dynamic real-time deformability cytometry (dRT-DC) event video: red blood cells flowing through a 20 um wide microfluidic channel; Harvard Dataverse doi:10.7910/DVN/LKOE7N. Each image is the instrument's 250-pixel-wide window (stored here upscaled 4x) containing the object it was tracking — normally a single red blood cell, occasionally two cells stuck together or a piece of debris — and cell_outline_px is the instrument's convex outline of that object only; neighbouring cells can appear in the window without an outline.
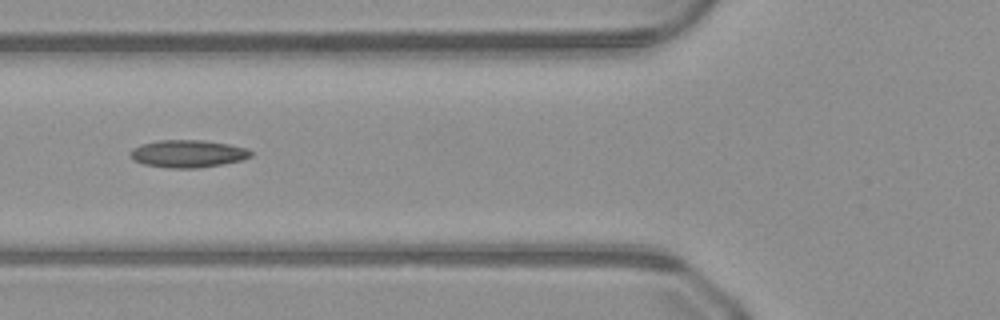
{"species": "common noctule bat (a hibernating species)", "species_latin": "Nyctalus noctula", "temperature_condition": "warm", "stored_images_in_passage": 26, "camera_frame_rate_fps": 3000, "um_per_image_px": 0.085, "animal": {"sex": "male", "body_mass_g": 23.1, "forearm_length_mm": 52.7}, "frame": {"image": 1, "passage_image": 19, "time_ms": 6.0, "image_size_px": [1000, 320], "cell_outline_px": [[252, 156], [244, 160], [200, 168], [168, 168], [144, 164], [132, 160], [128, 152], [132, 148], [140, 144], [160, 140], [204, 140], [228, 144], [248, 148], [252, 152]], "centroid_in_image_um": [15.96, 13.06], "position_along_channel_um": 109.8, "area_um2": 19.59}}